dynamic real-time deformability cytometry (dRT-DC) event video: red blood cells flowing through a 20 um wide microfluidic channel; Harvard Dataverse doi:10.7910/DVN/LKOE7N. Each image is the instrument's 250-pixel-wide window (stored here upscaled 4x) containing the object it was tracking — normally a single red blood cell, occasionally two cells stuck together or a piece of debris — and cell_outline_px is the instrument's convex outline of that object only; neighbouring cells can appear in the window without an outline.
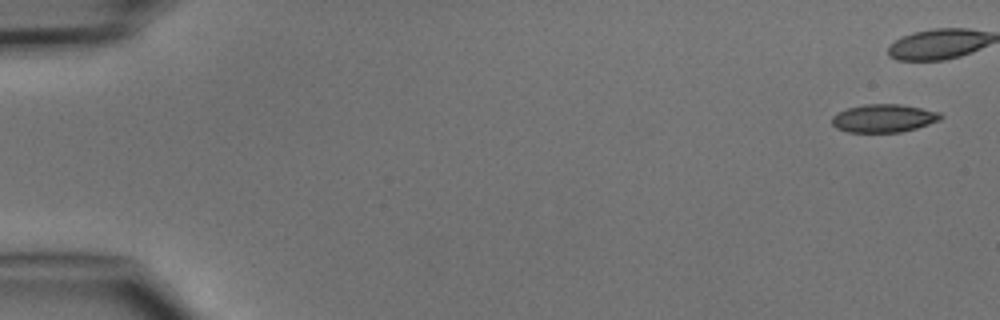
{"species": "common noctule bat (a hibernating species)", "species_latin": "Nyctalus noctula", "temperature_condition": "cold", "stored_images_in_passage": 7, "camera_frame_rate_fps": 3000, "um_per_image_px": 0.085, "animal": {"sex": "male", "body_mass_g": 15.6}, "frame": {"image": 1, "passage_image": 1, "time_ms": 0.0, "image_size_px": [1000, 320], "cell_outline_px": [[944, 116], [940, 120], [916, 128], [900, 132], [848, 132], [836, 128], [832, 124], [832, 116], [848, 108], [864, 104], [900, 104], [940, 112]], "centroid_in_image_um": [75.12, 10.05], "position_along_channel_um": 9.9, "area_um2": 17.69}}